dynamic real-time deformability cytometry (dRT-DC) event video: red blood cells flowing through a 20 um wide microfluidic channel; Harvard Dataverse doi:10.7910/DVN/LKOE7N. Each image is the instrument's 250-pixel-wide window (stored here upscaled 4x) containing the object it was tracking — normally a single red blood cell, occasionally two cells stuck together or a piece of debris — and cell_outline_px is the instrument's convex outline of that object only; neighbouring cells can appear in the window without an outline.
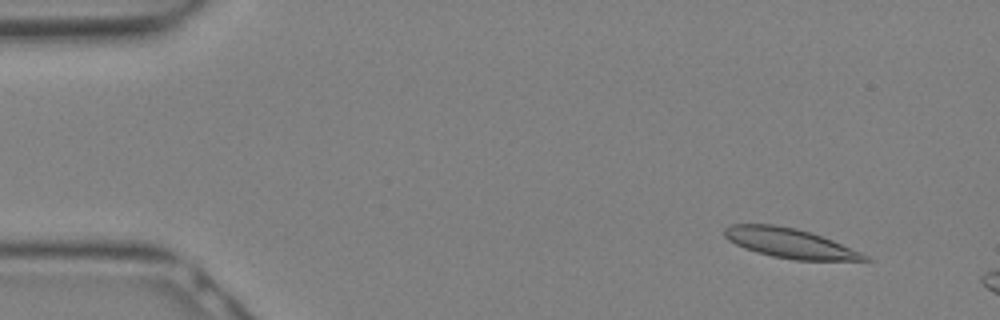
{"species": "Egyptian fruit bat (a non-hibernating species)", "species_latin": "Rousettus aegyptiacus", "temperature_condition": "warm", "stored_images_in_passage": 10, "camera_frame_rate_fps": 3000, "um_per_image_px": 0.085, "animal": {"sex": "female"}, "frame": {"image": 1, "passage_image": 2, "time_ms": 0.333, "image_size_px": [1000, 320], "cell_outline_px": [[872, 260], [796, 260], [772, 256], [756, 252], [744, 248], [728, 240], [724, 236], [724, 228], [732, 224], [776, 224], [796, 228], [832, 240], [860, 252], [868, 256]], "centroid_in_image_um": [67.08, 20.66], "position_along_channel_um": 17.9, "area_um2": 23.93}}
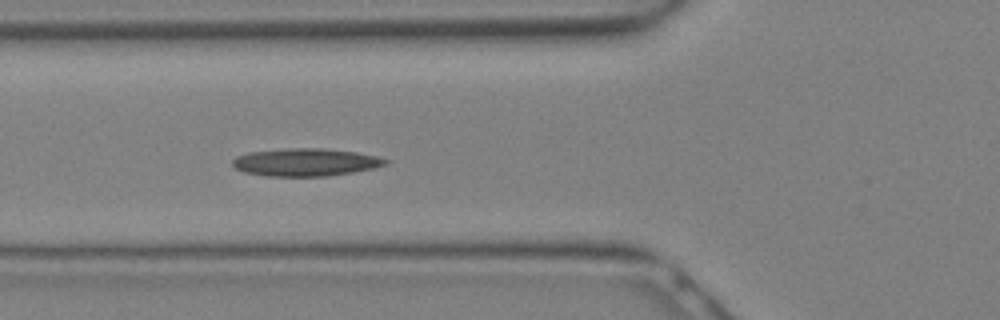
{"frame": {"image": 2, "passage_image": 10, "time_ms": 3.0, "image_size_px": [1000, 320], "cell_outline_px": [[388, 164], [372, 168], [352, 172], [328, 176], [264, 176], [244, 172], [236, 168], [232, 164], [232, 160], [236, 156], [248, 152], [292, 148], [320, 148], [356, 152], [376, 156], [388, 160]], "centroid_in_image_um": [25.94, 13.79], "position_along_channel_um": 99.9, "area_um2": 24.57}}